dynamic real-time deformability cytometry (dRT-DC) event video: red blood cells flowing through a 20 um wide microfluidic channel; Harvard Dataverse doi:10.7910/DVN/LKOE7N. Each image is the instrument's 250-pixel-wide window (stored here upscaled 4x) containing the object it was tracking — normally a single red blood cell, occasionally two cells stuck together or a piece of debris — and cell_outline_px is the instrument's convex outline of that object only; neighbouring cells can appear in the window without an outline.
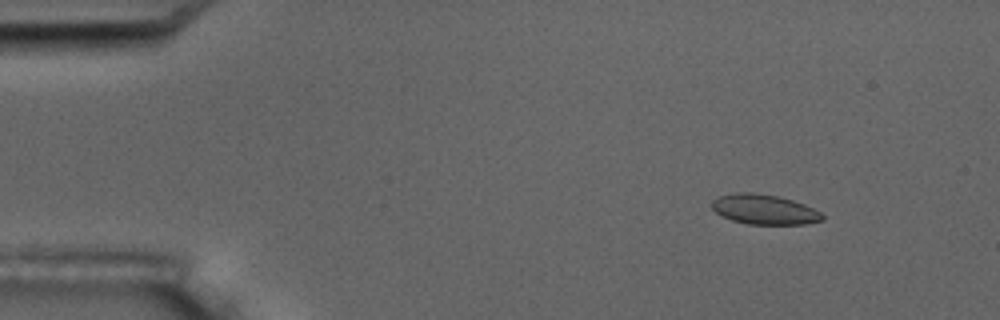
{"species": "common noctule bat (a hibernating species)", "species_latin": "Nyctalus noctula", "temperature_condition": "room temperature", "stored_images_in_passage": 5, "camera_frame_rate_fps": 3000, "um_per_image_px": 0.085, "animal": {"sex": "male", "body_mass_g": 17.5, "forearm_length_mm": 52.3}, "frame": {"image": 1, "passage_image": 2, "time_ms": 1.333, "image_size_px": [1000, 320], "cell_outline_px": [[824, 220], [804, 224], [748, 224], [732, 220], [716, 212], [712, 208], [712, 200], [720, 196], [736, 192], [756, 192], [776, 196], [792, 200], [804, 204], [820, 212], [824, 216]], "centroid_in_image_um": [64.97, 17.8], "position_along_channel_um": 20.0, "area_um2": 19.13}}
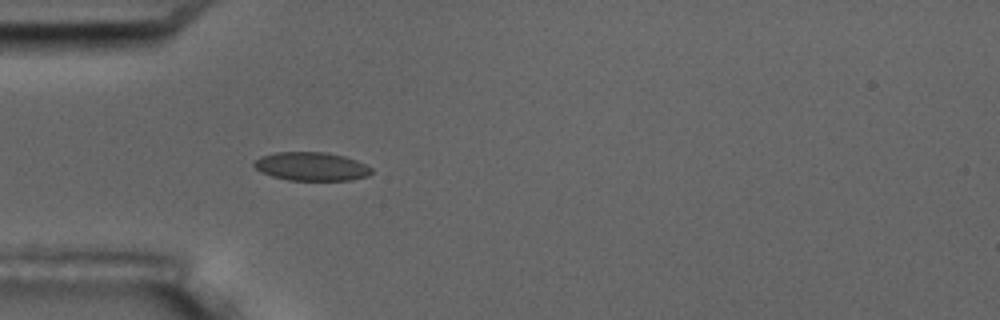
{"frame": {"image": 2, "passage_image": 5, "time_ms": 4.667, "image_size_px": [1000, 320], "cell_outline_px": [[372, 172], [368, 176], [352, 180], [288, 180], [272, 176], [260, 172], [252, 164], [260, 156], [276, 152], [328, 152], [344, 156], [356, 160], [372, 168]], "centroid_in_image_um": [26.46, 14.14], "position_along_channel_um": 58.5, "area_um2": 19.59}}